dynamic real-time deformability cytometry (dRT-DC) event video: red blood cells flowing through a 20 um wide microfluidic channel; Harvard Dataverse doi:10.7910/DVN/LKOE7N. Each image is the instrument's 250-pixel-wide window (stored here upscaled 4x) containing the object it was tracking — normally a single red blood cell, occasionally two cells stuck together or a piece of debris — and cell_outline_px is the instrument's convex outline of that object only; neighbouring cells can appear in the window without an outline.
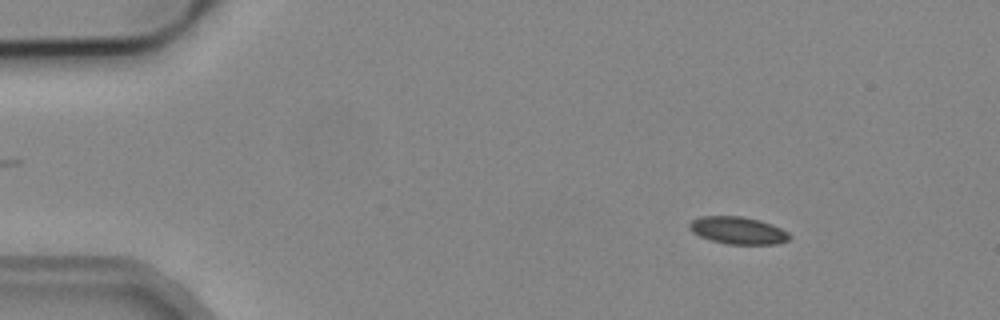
{"species": "common noctule bat (a hibernating species)", "species_latin": "Nyctalus noctula", "temperature_condition": "cold", "stored_images_in_passage": 7, "camera_frame_rate_fps": 3000, "um_per_image_px": 0.085, "animal": {"sex": "male", "body_mass_g": 19.2, "forearm_length_mm": 51.8}, "frame": {"image": 1, "passage_image": 2, "time_ms": 0.333, "image_size_px": [1000, 320], "cell_outline_px": [[792, 236], [788, 240], [780, 244], [728, 244], [712, 240], [700, 236], [692, 232], [688, 228], [688, 224], [692, 220], [700, 216], [744, 216], [760, 220], [772, 224], [788, 232]], "centroid_in_image_um": [62.74, 19.58], "position_along_channel_um": 22.3, "area_um2": 16.07}}
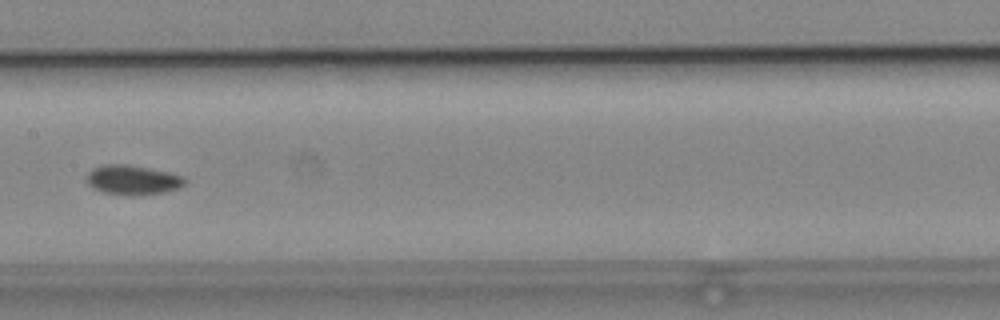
{"frame": {"image": 2, "passage_image": 7, "time_ms": 2.0, "image_size_px": [1000, 320], "cell_outline_px": [[188, 180], [180, 188], [164, 192], [132, 196], [104, 192], [88, 184], [88, 172], [92, 168], [104, 164], [128, 164], [168, 172], [184, 176]], "centroid_in_image_um": [11.32, 15.29], "position_along_channel_um": 196.1, "area_um2": 16.88}}